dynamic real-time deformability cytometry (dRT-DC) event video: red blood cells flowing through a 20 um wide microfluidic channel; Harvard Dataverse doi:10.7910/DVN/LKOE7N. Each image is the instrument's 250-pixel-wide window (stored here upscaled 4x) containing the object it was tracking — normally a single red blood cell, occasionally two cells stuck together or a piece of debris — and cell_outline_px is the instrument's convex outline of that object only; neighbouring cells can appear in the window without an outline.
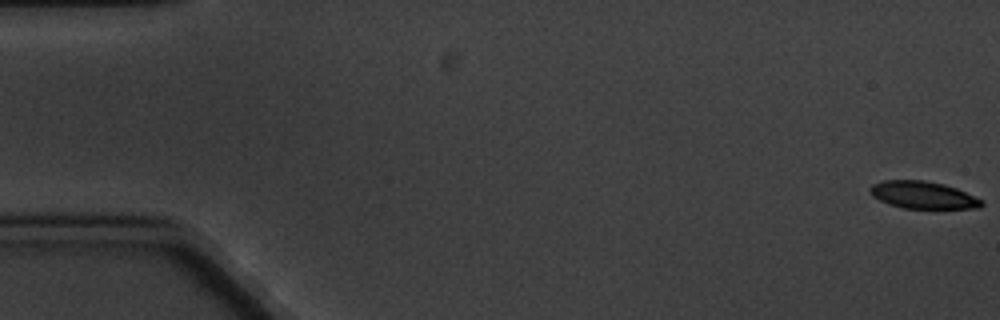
{"species": "common noctule bat (a hibernating species)", "species_latin": "Nyctalus noctula", "temperature_condition": "cold", "stored_images_in_passage": 5, "camera_frame_rate_fps": 3000, "um_per_image_px": 0.085, "animal": {"sex": "male", "body_mass_g": 20.1, "forearm_length_mm": 53.5}, "frame": {"image": 1, "passage_image": 1, "time_ms": 0.0, "image_size_px": [1000, 320], "cell_outline_px": [[984, 204], [980, 208], [904, 208], [888, 204], [872, 196], [868, 188], [872, 184], [884, 180], [924, 180], [944, 184], [956, 188], [984, 200]], "centroid_in_image_um": [78.45, 16.57], "position_along_channel_um": 6.5, "area_um2": 17.8}}
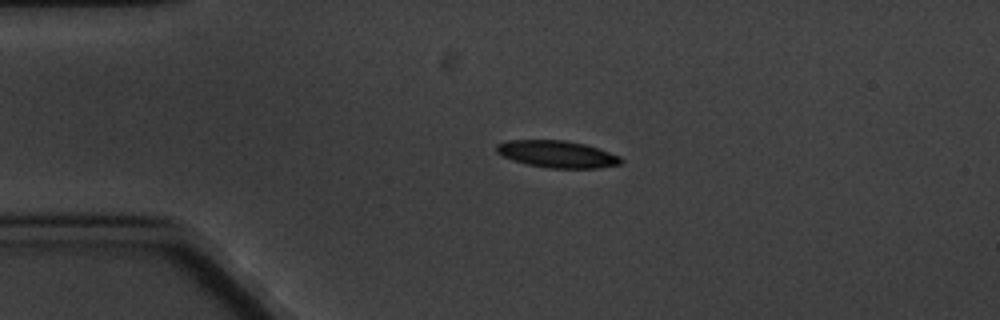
{"frame": {"image": 2, "passage_image": 4, "time_ms": 4.333, "image_size_px": [1000, 320], "cell_outline_px": [[624, 160], [620, 164], [600, 168], [548, 168], [528, 164], [504, 156], [496, 152], [496, 144], [508, 140], [564, 140], [584, 144], [620, 156]], "centroid_in_image_um": [47.37, 13.1], "position_along_channel_um": 37.6, "area_um2": 19.36}}